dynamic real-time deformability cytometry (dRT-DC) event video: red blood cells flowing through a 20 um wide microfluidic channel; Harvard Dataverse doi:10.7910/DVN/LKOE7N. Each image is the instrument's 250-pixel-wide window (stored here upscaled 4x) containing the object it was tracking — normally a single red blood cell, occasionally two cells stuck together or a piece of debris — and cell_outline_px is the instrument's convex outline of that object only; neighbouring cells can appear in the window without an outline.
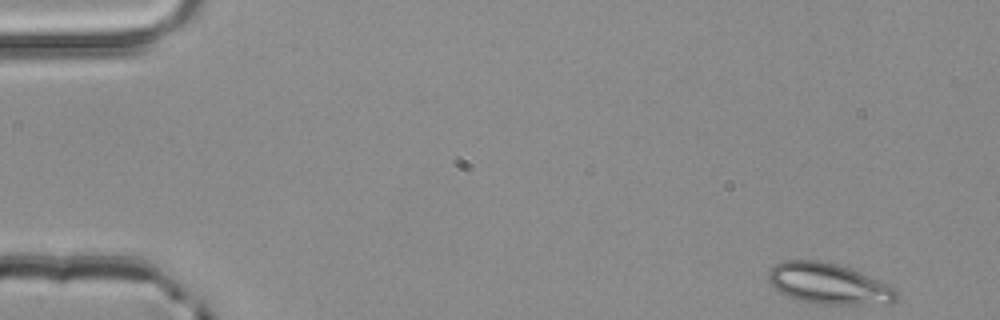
{"species": "common noctule bat (a hibernating species)", "species_latin": "Nyctalus noctula", "temperature_condition": "room temperature", "stored_images_in_passage": 4, "camera_frame_rate_fps": 3000, "um_per_image_px": 0.085, "animal": {"sex": "male", "body_mass_g": 20.4}, "frame": {"image": 1, "passage_image": 1, "time_ms": 0.0, "image_size_px": [1000, 320], "cell_outline_px": [[900, 292], [896, 300], [888, 304], [820, 304], [800, 300], [788, 296], [772, 288], [768, 280], [768, 272], [776, 264], [784, 260], [820, 260], [836, 264], [860, 272], [888, 284], [896, 288]], "centroid_in_image_um": [70.45, 24.12], "position_along_channel_um": 14.6, "area_um2": 30.63}}